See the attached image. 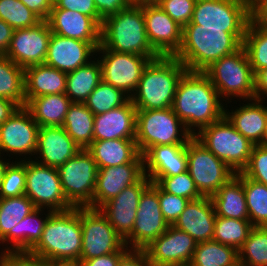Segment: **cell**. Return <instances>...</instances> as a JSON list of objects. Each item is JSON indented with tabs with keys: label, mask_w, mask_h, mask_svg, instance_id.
<instances>
[{
	"label": "cell",
	"mask_w": 267,
	"mask_h": 266,
	"mask_svg": "<svg viewBox=\"0 0 267 266\" xmlns=\"http://www.w3.org/2000/svg\"><path fill=\"white\" fill-rule=\"evenodd\" d=\"M222 103L217 89L204 72L187 70L177 85L172 109L195 136L197 129L199 132L224 117L226 108Z\"/></svg>",
	"instance_id": "6da1fadb"
},
{
	"label": "cell",
	"mask_w": 267,
	"mask_h": 266,
	"mask_svg": "<svg viewBox=\"0 0 267 266\" xmlns=\"http://www.w3.org/2000/svg\"><path fill=\"white\" fill-rule=\"evenodd\" d=\"M82 247L81 207L54 211L39 241L28 251L50 263H80Z\"/></svg>",
	"instance_id": "7a4b0ae2"
},
{
	"label": "cell",
	"mask_w": 267,
	"mask_h": 266,
	"mask_svg": "<svg viewBox=\"0 0 267 266\" xmlns=\"http://www.w3.org/2000/svg\"><path fill=\"white\" fill-rule=\"evenodd\" d=\"M243 43L223 29L201 28L189 23L183 27L182 44L174 55L188 71H204L223 56L234 53Z\"/></svg>",
	"instance_id": "3957f363"
},
{
	"label": "cell",
	"mask_w": 267,
	"mask_h": 266,
	"mask_svg": "<svg viewBox=\"0 0 267 266\" xmlns=\"http://www.w3.org/2000/svg\"><path fill=\"white\" fill-rule=\"evenodd\" d=\"M186 71L187 68L174 56L151 60L130 97L135 108L160 110L172 107L177 85Z\"/></svg>",
	"instance_id": "277c9868"
},
{
	"label": "cell",
	"mask_w": 267,
	"mask_h": 266,
	"mask_svg": "<svg viewBox=\"0 0 267 266\" xmlns=\"http://www.w3.org/2000/svg\"><path fill=\"white\" fill-rule=\"evenodd\" d=\"M101 45L108 50L143 55L151 60L160 57L148 41L142 3L131 4L103 20Z\"/></svg>",
	"instance_id": "5b68a950"
},
{
	"label": "cell",
	"mask_w": 267,
	"mask_h": 266,
	"mask_svg": "<svg viewBox=\"0 0 267 266\" xmlns=\"http://www.w3.org/2000/svg\"><path fill=\"white\" fill-rule=\"evenodd\" d=\"M192 137L172 107L137 110L135 141L141 155L156 145H186Z\"/></svg>",
	"instance_id": "8992f818"
},
{
	"label": "cell",
	"mask_w": 267,
	"mask_h": 266,
	"mask_svg": "<svg viewBox=\"0 0 267 266\" xmlns=\"http://www.w3.org/2000/svg\"><path fill=\"white\" fill-rule=\"evenodd\" d=\"M203 72L209 77L223 101L226 98L232 102L233 97L245 101L255 99L254 73L243 46L213 62Z\"/></svg>",
	"instance_id": "52a82bcc"
},
{
	"label": "cell",
	"mask_w": 267,
	"mask_h": 266,
	"mask_svg": "<svg viewBox=\"0 0 267 266\" xmlns=\"http://www.w3.org/2000/svg\"><path fill=\"white\" fill-rule=\"evenodd\" d=\"M233 172H242L249 163L254 144L238 132L224 116L194 136Z\"/></svg>",
	"instance_id": "ba28073f"
},
{
	"label": "cell",
	"mask_w": 267,
	"mask_h": 266,
	"mask_svg": "<svg viewBox=\"0 0 267 266\" xmlns=\"http://www.w3.org/2000/svg\"><path fill=\"white\" fill-rule=\"evenodd\" d=\"M253 11L242 0H197L191 23L201 28L223 29L242 43Z\"/></svg>",
	"instance_id": "9c48e42d"
},
{
	"label": "cell",
	"mask_w": 267,
	"mask_h": 266,
	"mask_svg": "<svg viewBox=\"0 0 267 266\" xmlns=\"http://www.w3.org/2000/svg\"><path fill=\"white\" fill-rule=\"evenodd\" d=\"M186 152L187 171L202 196H213L236 174L194 136L187 142Z\"/></svg>",
	"instance_id": "30bf717a"
},
{
	"label": "cell",
	"mask_w": 267,
	"mask_h": 266,
	"mask_svg": "<svg viewBox=\"0 0 267 266\" xmlns=\"http://www.w3.org/2000/svg\"><path fill=\"white\" fill-rule=\"evenodd\" d=\"M97 171L96 162L86 149L58 168L62 191L73 207L92 208Z\"/></svg>",
	"instance_id": "8fae6325"
},
{
	"label": "cell",
	"mask_w": 267,
	"mask_h": 266,
	"mask_svg": "<svg viewBox=\"0 0 267 266\" xmlns=\"http://www.w3.org/2000/svg\"><path fill=\"white\" fill-rule=\"evenodd\" d=\"M23 159L26 160L25 195L36 208H47L53 212L73 208L62 191L57 168L42 165L35 160Z\"/></svg>",
	"instance_id": "7c38bea8"
},
{
	"label": "cell",
	"mask_w": 267,
	"mask_h": 266,
	"mask_svg": "<svg viewBox=\"0 0 267 266\" xmlns=\"http://www.w3.org/2000/svg\"><path fill=\"white\" fill-rule=\"evenodd\" d=\"M96 53L102 54L98 57L102 80L131 97L138 87L143 70L151 59L143 55L108 50L101 44Z\"/></svg>",
	"instance_id": "4fadbf2b"
},
{
	"label": "cell",
	"mask_w": 267,
	"mask_h": 266,
	"mask_svg": "<svg viewBox=\"0 0 267 266\" xmlns=\"http://www.w3.org/2000/svg\"><path fill=\"white\" fill-rule=\"evenodd\" d=\"M82 247L80 259H91L119 251L124 240L99 210L81 207Z\"/></svg>",
	"instance_id": "5bb4252c"
},
{
	"label": "cell",
	"mask_w": 267,
	"mask_h": 266,
	"mask_svg": "<svg viewBox=\"0 0 267 266\" xmlns=\"http://www.w3.org/2000/svg\"><path fill=\"white\" fill-rule=\"evenodd\" d=\"M168 226L159 204L158 185L152 182L140 197L132 233L124 243L130 250H144L166 232Z\"/></svg>",
	"instance_id": "9a60e30c"
},
{
	"label": "cell",
	"mask_w": 267,
	"mask_h": 266,
	"mask_svg": "<svg viewBox=\"0 0 267 266\" xmlns=\"http://www.w3.org/2000/svg\"><path fill=\"white\" fill-rule=\"evenodd\" d=\"M196 246L192 236L169 225L144 251L153 266H188Z\"/></svg>",
	"instance_id": "2e32d148"
},
{
	"label": "cell",
	"mask_w": 267,
	"mask_h": 266,
	"mask_svg": "<svg viewBox=\"0 0 267 266\" xmlns=\"http://www.w3.org/2000/svg\"><path fill=\"white\" fill-rule=\"evenodd\" d=\"M39 125L32 118L30 112L25 107L18 110L0 125V155L7 152L9 154L23 155L29 154L28 160L35 154L37 147V134ZM16 154V155H15Z\"/></svg>",
	"instance_id": "e0dca14e"
},
{
	"label": "cell",
	"mask_w": 267,
	"mask_h": 266,
	"mask_svg": "<svg viewBox=\"0 0 267 266\" xmlns=\"http://www.w3.org/2000/svg\"><path fill=\"white\" fill-rule=\"evenodd\" d=\"M146 34L152 48L160 56H174L182 44L183 27L158 4L142 3Z\"/></svg>",
	"instance_id": "ac0fdd59"
},
{
	"label": "cell",
	"mask_w": 267,
	"mask_h": 266,
	"mask_svg": "<svg viewBox=\"0 0 267 266\" xmlns=\"http://www.w3.org/2000/svg\"><path fill=\"white\" fill-rule=\"evenodd\" d=\"M151 183L144 174L135 184L126 187L99 208L124 241L132 233L140 197Z\"/></svg>",
	"instance_id": "d6986e66"
},
{
	"label": "cell",
	"mask_w": 267,
	"mask_h": 266,
	"mask_svg": "<svg viewBox=\"0 0 267 266\" xmlns=\"http://www.w3.org/2000/svg\"><path fill=\"white\" fill-rule=\"evenodd\" d=\"M51 34L47 21L31 28L15 29L5 56L23 68L44 64Z\"/></svg>",
	"instance_id": "ffe728a7"
},
{
	"label": "cell",
	"mask_w": 267,
	"mask_h": 266,
	"mask_svg": "<svg viewBox=\"0 0 267 266\" xmlns=\"http://www.w3.org/2000/svg\"><path fill=\"white\" fill-rule=\"evenodd\" d=\"M144 175L143 155L131 163L98 169L92 208L99 209L126 187L135 184Z\"/></svg>",
	"instance_id": "44dd1931"
},
{
	"label": "cell",
	"mask_w": 267,
	"mask_h": 266,
	"mask_svg": "<svg viewBox=\"0 0 267 266\" xmlns=\"http://www.w3.org/2000/svg\"><path fill=\"white\" fill-rule=\"evenodd\" d=\"M100 44L101 42H85L52 33L44 64L70 73L88 64Z\"/></svg>",
	"instance_id": "7402d4cb"
},
{
	"label": "cell",
	"mask_w": 267,
	"mask_h": 266,
	"mask_svg": "<svg viewBox=\"0 0 267 266\" xmlns=\"http://www.w3.org/2000/svg\"><path fill=\"white\" fill-rule=\"evenodd\" d=\"M82 150L62 126H41L37 134L36 162L59 168Z\"/></svg>",
	"instance_id": "603a6c76"
},
{
	"label": "cell",
	"mask_w": 267,
	"mask_h": 266,
	"mask_svg": "<svg viewBox=\"0 0 267 266\" xmlns=\"http://www.w3.org/2000/svg\"><path fill=\"white\" fill-rule=\"evenodd\" d=\"M216 214L210 197L190 200L172 225L188 233L197 243L210 241L214 236Z\"/></svg>",
	"instance_id": "cb8c5ba5"
},
{
	"label": "cell",
	"mask_w": 267,
	"mask_h": 266,
	"mask_svg": "<svg viewBox=\"0 0 267 266\" xmlns=\"http://www.w3.org/2000/svg\"><path fill=\"white\" fill-rule=\"evenodd\" d=\"M144 174L156 182L187 171L186 145H156L143 154Z\"/></svg>",
	"instance_id": "d4e9b609"
},
{
	"label": "cell",
	"mask_w": 267,
	"mask_h": 266,
	"mask_svg": "<svg viewBox=\"0 0 267 266\" xmlns=\"http://www.w3.org/2000/svg\"><path fill=\"white\" fill-rule=\"evenodd\" d=\"M137 109L129 99L124 105L94 115L93 141L135 139Z\"/></svg>",
	"instance_id": "484cf974"
},
{
	"label": "cell",
	"mask_w": 267,
	"mask_h": 266,
	"mask_svg": "<svg viewBox=\"0 0 267 266\" xmlns=\"http://www.w3.org/2000/svg\"><path fill=\"white\" fill-rule=\"evenodd\" d=\"M46 21L51 32L57 35L85 42H101V26L83 13L52 9Z\"/></svg>",
	"instance_id": "4316f807"
},
{
	"label": "cell",
	"mask_w": 267,
	"mask_h": 266,
	"mask_svg": "<svg viewBox=\"0 0 267 266\" xmlns=\"http://www.w3.org/2000/svg\"><path fill=\"white\" fill-rule=\"evenodd\" d=\"M240 108L225 110L224 116L245 138L254 145H260L267 126V106L262 99H250ZM263 104V105H262Z\"/></svg>",
	"instance_id": "83f0119b"
},
{
	"label": "cell",
	"mask_w": 267,
	"mask_h": 266,
	"mask_svg": "<svg viewBox=\"0 0 267 266\" xmlns=\"http://www.w3.org/2000/svg\"><path fill=\"white\" fill-rule=\"evenodd\" d=\"M67 73L46 64L24 68L25 104L42 95L65 93Z\"/></svg>",
	"instance_id": "f1b7e54d"
},
{
	"label": "cell",
	"mask_w": 267,
	"mask_h": 266,
	"mask_svg": "<svg viewBox=\"0 0 267 266\" xmlns=\"http://www.w3.org/2000/svg\"><path fill=\"white\" fill-rule=\"evenodd\" d=\"M210 199L216 216L249 220L246 196L242 184V172L236 173Z\"/></svg>",
	"instance_id": "f546056e"
},
{
	"label": "cell",
	"mask_w": 267,
	"mask_h": 266,
	"mask_svg": "<svg viewBox=\"0 0 267 266\" xmlns=\"http://www.w3.org/2000/svg\"><path fill=\"white\" fill-rule=\"evenodd\" d=\"M86 150L98 169L131 163L140 154L135 139L93 141Z\"/></svg>",
	"instance_id": "4dcf8cb0"
},
{
	"label": "cell",
	"mask_w": 267,
	"mask_h": 266,
	"mask_svg": "<svg viewBox=\"0 0 267 266\" xmlns=\"http://www.w3.org/2000/svg\"><path fill=\"white\" fill-rule=\"evenodd\" d=\"M35 209V205L26 195L0 199V244H10L5 247L4 252H15L16 224Z\"/></svg>",
	"instance_id": "1f68e13d"
},
{
	"label": "cell",
	"mask_w": 267,
	"mask_h": 266,
	"mask_svg": "<svg viewBox=\"0 0 267 266\" xmlns=\"http://www.w3.org/2000/svg\"><path fill=\"white\" fill-rule=\"evenodd\" d=\"M71 100L65 93L42 95L29 99L25 108L41 126H62Z\"/></svg>",
	"instance_id": "d6a6232c"
},
{
	"label": "cell",
	"mask_w": 267,
	"mask_h": 266,
	"mask_svg": "<svg viewBox=\"0 0 267 266\" xmlns=\"http://www.w3.org/2000/svg\"><path fill=\"white\" fill-rule=\"evenodd\" d=\"M95 59V60H94ZM67 73L65 94L71 102L84 103L102 81L99 58Z\"/></svg>",
	"instance_id": "836d02e7"
},
{
	"label": "cell",
	"mask_w": 267,
	"mask_h": 266,
	"mask_svg": "<svg viewBox=\"0 0 267 266\" xmlns=\"http://www.w3.org/2000/svg\"><path fill=\"white\" fill-rule=\"evenodd\" d=\"M62 127L81 149H86L93 142L94 114L84 103L72 102Z\"/></svg>",
	"instance_id": "e575fe53"
},
{
	"label": "cell",
	"mask_w": 267,
	"mask_h": 266,
	"mask_svg": "<svg viewBox=\"0 0 267 266\" xmlns=\"http://www.w3.org/2000/svg\"><path fill=\"white\" fill-rule=\"evenodd\" d=\"M0 97L25 107L24 68L0 55Z\"/></svg>",
	"instance_id": "d590c367"
},
{
	"label": "cell",
	"mask_w": 267,
	"mask_h": 266,
	"mask_svg": "<svg viewBox=\"0 0 267 266\" xmlns=\"http://www.w3.org/2000/svg\"><path fill=\"white\" fill-rule=\"evenodd\" d=\"M243 47L254 74L267 68V28L254 16L247 25Z\"/></svg>",
	"instance_id": "8d00e7d4"
},
{
	"label": "cell",
	"mask_w": 267,
	"mask_h": 266,
	"mask_svg": "<svg viewBox=\"0 0 267 266\" xmlns=\"http://www.w3.org/2000/svg\"><path fill=\"white\" fill-rule=\"evenodd\" d=\"M238 262V251L214 240L197 243L188 266H234Z\"/></svg>",
	"instance_id": "74e56055"
},
{
	"label": "cell",
	"mask_w": 267,
	"mask_h": 266,
	"mask_svg": "<svg viewBox=\"0 0 267 266\" xmlns=\"http://www.w3.org/2000/svg\"><path fill=\"white\" fill-rule=\"evenodd\" d=\"M249 221L253 227H267V186L242 173Z\"/></svg>",
	"instance_id": "f35d334b"
},
{
	"label": "cell",
	"mask_w": 267,
	"mask_h": 266,
	"mask_svg": "<svg viewBox=\"0 0 267 266\" xmlns=\"http://www.w3.org/2000/svg\"><path fill=\"white\" fill-rule=\"evenodd\" d=\"M253 228L249 220L216 216L213 239L224 245L241 248Z\"/></svg>",
	"instance_id": "ab89813d"
},
{
	"label": "cell",
	"mask_w": 267,
	"mask_h": 266,
	"mask_svg": "<svg viewBox=\"0 0 267 266\" xmlns=\"http://www.w3.org/2000/svg\"><path fill=\"white\" fill-rule=\"evenodd\" d=\"M43 210L36 208L33 212L27 215L20 223L16 224L15 232V252L29 251L41 238L45 223L53 212L47 210L45 218L39 217Z\"/></svg>",
	"instance_id": "60d3db41"
},
{
	"label": "cell",
	"mask_w": 267,
	"mask_h": 266,
	"mask_svg": "<svg viewBox=\"0 0 267 266\" xmlns=\"http://www.w3.org/2000/svg\"><path fill=\"white\" fill-rule=\"evenodd\" d=\"M238 262L246 266H267V227H253L238 250Z\"/></svg>",
	"instance_id": "b9f144b4"
},
{
	"label": "cell",
	"mask_w": 267,
	"mask_h": 266,
	"mask_svg": "<svg viewBox=\"0 0 267 266\" xmlns=\"http://www.w3.org/2000/svg\"><path fill=\"white\" fill-rule=\"evenodd\" d=\"M129 99L122 90L102 80L84 104L94 115H99L124 105Z\"/></svg>",
	"instance_id": "7bdbcfd3"
},
{
	"label": "cell",
	"mask_w": 267,
	"mask_h": 266,
	"mask_svg": "<svg viewBox=\"0 0 267 266\" xmlns=\"http://www.w3.org/2000/svg\"><path fill=\"white\" fill-rule=\"evenodd\" d=\"M0 19L14 30L31 28L42 21L20 0H0Z\"/></svg>",
	"instance_id": "ee69618b"
},
{
	"label": "cell",
	"mask_w": 267,
	"mask_h": 266,
	"mask_svg": "<svg viewBox=\"0 0 267 266\" xmlns=\"http://www.w3.org/2000/svg\"><path fill=\"white\" fill-rule=\"evenodd\" d=\"M20 160V161H19ZM10 161L0 186V199L25 195L26 160Z\"/></svg>",
	"instance_id": "f6af8a7d"
},
{
	"label": "cell",
	"mask_w": 267,
	"mask_h": 266,
	"mask_svg": "<svg viewBox=\"0 0 267 266\" xmlns=\"http://www.w3.org/2000/svg\"><path fill=\"white\" fill-rule=\"evenodd\" d=\"M155 183L163 191L189 200L203 197L196 188L188 171L172 177H160Z\"/></svg>",
	"instance_id": "bcb514c9"
},
{
	"label": "cell",
	"mask_w": 267,
	"mask_h": 266,
	"mask_svg": "<svg viewBox=\"0 0 267 266\" xmlns=\"http://www.w3.org/2000/svg\"><path fill=\"white\" fill-rule=\"evenodd\" d=\"M242 173L246 177L267 186V147L254 145L249 163Z\"/></svg>",
	"instance_id": "7dc6e473"
},
{
	"label": "cell",
	"mask_w": 267,
	"mask_h": 266,
	"mask_svg": "<svg viewBox=\"0 0 267 266\" xmlns=\"http://www.w3.org/2000/svg\"><path fill=\"white\" fill-rule=\"evenodd\" d=\"M197 0H160L157 4L175 22L184 27L189 24Z\"/></svg>",
	"instance_id": "c3c4849f"
},
{
	"label": "cell",
	"mask_w": 267,
	"mask_h": 266,
	"mask_svg": "<svg viewBox=\"0 0 267 266\" xmlns=\"http://www.w3.org/2000/svg\"><path fill=\"white\" fill-rule=\"evenodd\" d=\"M158 198L163 218L169 225L175 223L190 201L187 198L169 194L163 191L159 186Z\"/></svg>",
	"instance_id": "681fc988"
},
{
	"label": "cell",
	"mask_w": 267,
	"mask_h": 266,
	"mask_svg": "<svg viewBox=\"0 0 267 266\" xmlns=\"http://www.w3.org/2000/svg\"><path fill=\"white\" fill-rule=\"evenodd\" d=\"M52 9L77 11L92 17L100 26L103 19L99 16L94 0H54Z\"/></svg>",
	"instance_id": "f907efd6"
},
{
	"label": "cell",
	"mask_w": 267,
	"mask_h": 266,
	"mask_svg": "<svg viewBox=\"0 0 267 266\" xmlns=\"http://www.w3.org/2000/svg\"><path fill=\"white\" fill-rule=\"evenodd\" d=\"M0 266H47V261L28 251L4 252L2 249Z\"/></svg>",
	"instance_id": "816d5d0a"
},
{
	"label": "cell",
	"mask_w": 267,
	"mask_h": 266,
	"mask_svg": "<svg viewBox=\"0 0 267 266\" xmlns=\"http://www.w3.org/2000/svg\"><path fill=\"white\" fill-rule=\"evenodd\" d=\"M130 249L124 245L119 251L101 255L99 257H94L91 259H80V266H118L121 258L129 251Z\"/></svg>",
	"instance_id": "f5cc1de1"
},
{
	"label": "cell",
	"mask_w": 267,
	"mask_h": 266,
	"mask_svg": "<svg viewBox=\"0 0 267 266\" xmlns=\"http://www.w3.org/2000/svg\"><path fill=\"white\" fill-rule=\"evenodd\" d=\"M99 16L104 20L107 16L128 8L131 3L128 0H94Z\"/></svg>",
	"instance_id": "db71d44e"
},
{
	"label": "cell",
	"mask_w": 267,
	"mask_h": 266,
	"mask_svg": "<svg viewBox=\"0 0 267 266\" xmlns=\"http://www.w3.org/2000/svg\"><path fill=\"white\" fill-rule=\"evenodd\" d=\"M42 21H46L53 7V0H20Z\"/></svg>",
	"instance_id": "11a10c76"
},
{
	"label": "cell",
	"mask_w": 267,
	"mask_h": 266,
	"mask_svg": "<svg viewBox=\"0 0 267 266\" xmlns=\"http://www.w3.org/2000/svg\"><path fill=\"white\" fill-rule=\"evenodd\" d=\"M118 266H153L144 250H129L119 261Z\"/></svg>",
	"instance_id": "9f6ffc18"
},
{
	"label": "cell",
	"mask_w": 267,
	"mask_h": 266,
	"mask_svg": "<svg viewBox=\"0 0 267 266\" xmlns=\"http://www.w3.org/2000/svg\"><path fill=\"white\" fill-rule=\"evenodd\" d=\"M255 98L264 100L267 97V68L254 74Z\"/></svg>",
	"instance_id": "6f0895ef"
},
{
	"label": "cell",
	"mask_w": 267,
	"mask_h": 266,
	"mask_svg": "<svg viewBox=\"0 0 267 266\" xmlns=\"http://www.w3.org/2000/svg\"><path fill=\"white\" fill-rule=\"evenodd\" d=\"M14 29L0 19V55H5L13 37Z\"/></svg>",
	"instance_id": "680465c9"
},
{
	"label": "cell",
	"mask_w": 267,
	"mask_h": 266,
	"mask_svg": "<svg viewBox=\"0 0 267 266\" xmlns=\"http://www.w3.org/2000/svg\"><path fill=\"white\" fill-rule=\"evenodd\" d=\"M19 107L16 102L0 97V125L12 116Z\"/></svg>",
	"instance_id": "91938a15"
},
{
	"label": "cell",
	"mask_w": 267,
	"mask_h": 266,
	"mask_svg": "<svg viewBox=\"0 0 267 266\" xmlns=\"http://www.w3.org/2000/svg\"><path fill=\"white\" fill-rule=\"evenodd\" d=\"M253 16L267 28V0L253 12Z\"/></svg>",
	"instance_id": "94428289"
},
{
	"label": "cell",
	"mask_w": 267,
	"mask_h": 266,
	"mask_svg": "<svg viewBox=\"0 0 267 266\" xmlns=\"http://www.w3.org/2000/svg\"><path fill=\"white\" fill-rule=\"evenodd\" d=\"M253 12L259 8L266 0H242Z\"/></svg>",
	"instance_id": "6125c7cd"
},
{
	"label": "cell",
	"mask_w": 267,
	"mask_h": 266,
	"mask_svg": "<svg viewBox=\"0 0 267 266\" xmlns=\"http://www.w3.org/2000/svg\"><path fill=\"white\" fill-rule=\"evenodd\" d=\"M8 160L9 159H7V162L6 160L4 161V158H1V155H0V186H1V183L4 177L5 170L10 163Z\"/></svg>",
	"instance_id": "be15d7a7"
},
{
	"label": "cell",
	"mask_w": 267,
	"mask_h": 266,
	"mask_svg": "<svg viewBox=\"0 0 267 266\" xmlns=\"http://www.w3.org/2000/svg\"><path fill=\"white\" fill-rule=\"evenodd\" d=\"M47 266H76V263H50V262H47Z\"/></svg>",
	"instance_id": "e7e4bbea"
},
{
	"label": "cell",
	"mask_w": 267,
	"mask_h": 266,
	"mask_svg": "<svg viewBox=\"0 0 267 266\" xmlns=\"http://www.w3.org/2000/svg\"><path fill=\"white\" fill-rule=\"evenodd\" d=\"M260 145H262L264 147H267V126H266V129H265V133H264V136H263L262 143Z\"/></svg>",
	"instance_id": "03108f58"
},
{
	"label": "cell",
	"mask_w": 267,
	"mask_h": 266,
	"mask_svg": "<svg viewBox=\"0 0 267 266\" xmlns=\"http://www.w3.org/2000/svg\"><path fill=\"white\" fill-rule=\"evenodd\" d=\"M131 4H141L147 2L148 0H128Z\"/></svg>",
	"instance_id": "003e7915"
},
{
	"label": "cell",
	"mask_w": 267,
	"mask_h": 266,
	"mask_svg": "<svg viewBox=\"0 0 267 266\" xmlns=\"http://www.w3.org/2000/svg\"><path fill=\"white\" fill-rule=\"evenodd\" d=\"M151 3L157 4L160 0H148Z\"/></svg>",
	"instance_id": "a7ac6f4b"
},
{
	"label": "cell",
	"mask_w": 267,
	"mask_h": 266,
	"mask_svg": "<svg viewBox=\"0 0 267 266\" xmlns=\"http://www.w3.org/2000/svg\"><path fill=\"white\" fill-rule=\"evenodd\" d=\"M234 266H246V265H244V264H242L240 262H237Z\"/></svg>",
	"instance_id": "89a4df30"
}]
</instances>
